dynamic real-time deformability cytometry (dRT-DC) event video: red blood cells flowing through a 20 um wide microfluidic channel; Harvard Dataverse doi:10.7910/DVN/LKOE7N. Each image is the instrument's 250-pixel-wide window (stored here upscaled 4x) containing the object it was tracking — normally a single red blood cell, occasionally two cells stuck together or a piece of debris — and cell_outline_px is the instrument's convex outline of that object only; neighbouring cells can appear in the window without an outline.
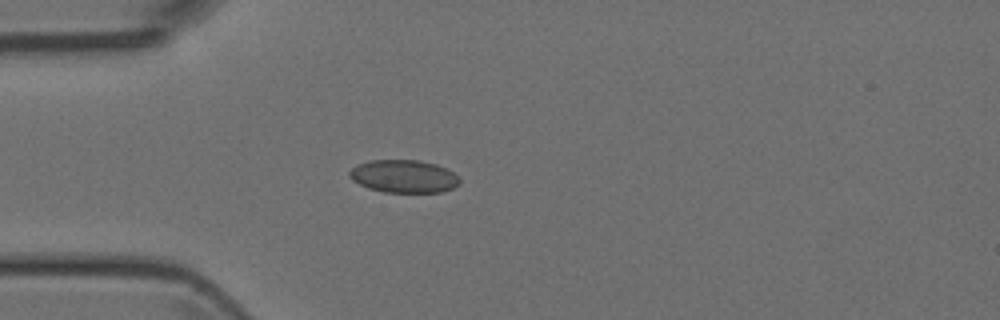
{"species": "Egyptian fruit bat (a non-hibernating species)", "species_latin": "Rousettus aegyptiacus", "temperature_condition": "room temperature", "stored_images_in_passage": 1, "camera_frame_rate_fps": 3000, "um_per_image_px": 0.085, "animal": {"sex": "female"}, "frame": {"image": 1, "passage_image": 1, "time_ms": 0.0, "image_size_px": [1000, 320], "cell_outline_px": [[460, 184], [452, 188], [440, 192], [384, 192], [368, 188], [352, 180], [348, 176], [348, 172], [356, 164], [368, 160], [420, 160], [436, 164], [452, 172], [460, 180]], "centroid_in_image_um": [34.28, 14.98], "position_along_channel_um": 50.7, "area_um2": 21.1}}